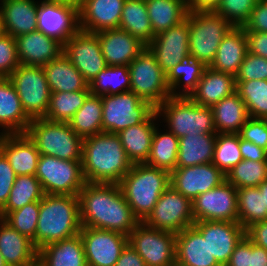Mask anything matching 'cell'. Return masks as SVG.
I'll return each mask as SVG.
<instances>
[{
	"label": "cell",
	"mask_w": 267,
	"mask_h": 266,
	"mask_svg": "<svg viewBox=\"0 0 267 266\" xmlns=\"http://www.w3.org/2000/svg\"><path fill=\"white\" fill-rule=\"evenodd\" d=\"M78 197L82 226L117 231L128 236L139 223L119 184L86 182Z\"/></svg>",
	"instance_id": "1"
},
{
	"label": "cell",
	"mask_w": 267,
	"mask_h": 266,
	"mask_svg": "<svg viewBox=\"0 0 267 266\" xmlns=\"http://www.w3.org/2000/svg\"><path fill=\"white\" fill-rule=\"evenodd\" d=\"M81 164L88 183L119 184L132 162L118 134L102 132L83 139Z\"/></svg>",
	"instance_id": "2"
},
{
	"label": "cell",
	"mask_w": 267,
	"mask_h": 266,
	"mask_svg": "<svg viewBox=\"0 0 267 266\" xmlns=\"http://www.w3.org/2000/svg\"><path fill=\"white\" fill-rule=\"evenodd\" d=\"M80 202L78 195L44 194L35 234V247L62 241L80 233Z\"/></svg>",
	"instance_id": "3"
},
{
	"label": "cell",
	"mask_w": 267,
	"mask_h": 266,
	"mask_svg": "<svg viewBox=\"0 0 267 266\" xmlns=\"http://www.w3.org/2000/svg\"><path fill=\"white\" fill-rule=\"evenodd\" d=\"M170 183V172L143 163L133 164L119 186L134 216L143 222Z\"/></svg>",
	"instance_id": "4"
},
{
	"label": "cell",
	"mask_w": 267,
	"mask_h": 266,
	"mask_svg": "<svg viewBox=\"0 0 267 266\" xmlns=\"http://www.w3.org/2000/svg\"><path fill=\"white\" fill-rule=\"evenodd\" d=\"M156 111L159 119L177 138L186 135L217 134L211 107L200 106L189 97H168Z\"/></svg>",
	"instance_id": "5"
},
{
	"label": "cell",
	"mask_w": 267,
	"mask_h": 266,
	"mask_svg": "<svg viewBox=\"0 0 267 266\" xmlns=\"http://www.w3.org/2000/svg\"><path fill=\"white\" fill-rule=\"evenodd\" d=\"M40 154L63 160L81 161L83 139L67 122L32 119L26 131Z\"/></svg>",
	"instance_id": "6"
},
{
	"label": "cell",
	"mask_w": 267,
	"mask_h": 266,
	"mask_svg": "<svg viewBox=\"0 0 267 266\" xmlns=\"http://www.w3.org/2000/svg\"><path fill=\"white\" fill-rule=\"evenodd\" d=\"M189 50L197 61L209 67L225 35L233 27L214 11L188 12Z\"/></svg>",
	"instance_id": "7"
},
{
	"label": "cell",
	"mask_w": 267,
	"mask_h": 266,
	"mask_svg": "<svg viewBox=\"0 0 267 266\" xmlns=\"http://www.w3.org/2000/svg\"><path fill=\"white\" fill-rule=\"evenodd\" d=\"M130 91L157 108L170 97L166 73L148 46L128 65Z\"/></svg>",
	"instance_id": "8"
},
{
	"label": "cell",
	"mask_w": 267,
	"mask_h": 266,
	"mask_svg": "<svg viewBox=\"0 0 267 266\" xmlns=\"http://www.w3.org/2000/svg\"><path fill=\"white\" fill-rule=\"evenodd\" d=\"M101 100L103 132L117 134L146 121L156 111L155 107L132 91L104 94L101 95Z\"/></svg>",
	"instance_id": "9"
},
{
	"label": "cell",
	"mask_w": 267,
	"mask_h": 266,
	"mask_svg": "<svg viewBox=\"0 0 267 266\" xmlns=\"http://www.w3.org/2000/svg\"><path fill=\"white\" fill-rule=\"evenodd\" d=\"M36 178L40 181L44 194L78 195L86 181L81 161L63 160L41 154Z\"/></svg>",
	"instance_id": "10"
},
{
	"label": "cell",
	"mask_w": 267,
	"mask_h": 266,
	"mask_svg": "<svg viewBox=\"0 0 267 266\" xmlns=\"http://www.w3.org/2000/svg\"><path fill=\"white\" fill-rule=\"evenodd\" d=\"M14 86L26 115L45 118L50 102V88L42 66L20 64L8 77Z\"/></svg>",
	"instance_id": "11"
},
{
	"label": "cell",
	"mask_w": 267,
	"mask_h": 266,
	"mask_svg": "<svg viewBox=\"0 0 267 266\" xmlns=\"http://www.w3.org/2000/svg\"><path fill=\"white\" fill-rule=\"evenodd\" d=\"M128 243L146 266L176 265V234L158 230L139 222L128 235Z\"/></svg>",
	"instance_id": "12"
},
{
	"label": "cell",
	"mask_w": 267,
	"mask_h": 266,
	"mask_svg": "<svg viewBox=\"0 0 267 266\" xmlns=\"http://www.w3.org/2000/svg\"><path fill=\"white\" fill-rule=\"evenodd\" d=\"M143 222L158 230L180 233L195 222L192 201L170 185Z\"/></svg>",
	"instance_id": "13"
},
{
	"label": "cell",
	"mask_w": 267,
	"mask_h": 266,
	"mask_svg": "<svg viewBox=\"0 0 267 266\" xmlns=\"http://www.w3.org/2000/svg\"><path fill=\"white\" fill-rule=\"evenodd\" d=\"M192 214L195 222H238L237 189L224 181L220 186L201 193L192 200Z\"/></svg>",
	"instance_id": "14"
},
{
	"label": "cell",
	"mask_w": 267,
	"mask_h": 266,
	"mask_svg": "<svg viewBox=\"0 0 267 266\" xmlns=\"http://www.w3.org/2000/svg\"><path fill=\"white\" fill-rule=\"evenodd\" d=\"M87 266H115L128 236L105 229L82 226L80 230Z\"/></svg>",
	"instance_id": "15"
},
{
	"label": "cell",
	"mask_w": 267,
	"mask_h": 266,
	"mask_svg": "<svg viewBox=\"0 0 267 266\" xmlns=\"http://www.w3.org/2000/svg\"><path fill=\"white\" fill-rule=\"evenodd\" d=\"M37 30L64 44L79 30L78 7L59 0H40Z\"/></svg>",
	"instance_id": "16"
},
{
	"label": "cell",
	"mask_w": 267,
	"mask_h": 266,
	"mask_svg": "<svg viewBox=\"0 0 267 266\" xmlns=\"http://www.w3.org/2000/svg\"><path fill=\"white\" fill-rule=\"evenodd\" d=\"M63 53L88 83L107 67L96 33L79 29L63 44Z\"/></svg>",
	"instance_id": "17"
},
{
	"label": "cell",
	"mask_w": 267,
	"mask_h": 266,
	"mask_svg": "<svg viewBox=\"0 0 267 266\" xmlns=\"http://www.w3.org/2000/svg\"><path fill=\"white\" fill-rule=\"evenodd\" d=\"M224 181L226 175L212 162L176 168L170 173V185L191 201L201 193L220 186Z\"/></svg>",
	"instance_id": "18"
},
{
	"label": "cell",
	"mask_w": 267,
	"mask_h": 266,
	"mask_svg": "<svg viewBox=\"0 0 267 266\" xmlns=\"http://www.w3.org/2000/svg\"><path fill=\"white\" fill-rule=\"evenodd\" d=\"M193 226L207 240L211 255L221 266H225L236 245L246 235V230L239 222L199 221Z\"/></svg>",
	"instance_id": "19"
},
{
	"label": "cell",
	"mask_w": 267,
	"mask_h": 266,
	"mask_svg": "<svg viewBox=\"0 0 267 266\" xmlns=\"http://www.w3.org/2000/svg\"><path fill=\"white\" fill-rule=\"evenodd\" d=\"M147 46L154 53L161 69L167 74L184 56L190 54L188 19L158 33Z\"/></svg>",
	"instance_id": "20"
},
{
	"label": "cell",
	"mask_w": 267,
	"mask_h": 266,
	"mask_svg": "<svg viewBox=\"0 0 267 266\" xmlns=\"http://www.w3.org/2000/svg\"><path fill=\"white\" fill-rule=\"evenodd\" d=\"M107 66L129 65L147 46L120 28L96 32Z\"/></svg>",
	"instance_id": "21"
},
{
	"label": "cell",
	"mask_w": 267,
	"mask_h": 266,
	"mask_svg": "<svg viewBox=\"0 0 267 266\" xmlns=\"http://www.w3.org/2000/svg\"><path fill=\"white\" fill-rule=\"evenodd\" d=\"M126 0H85L78 7L79 29L96 33L119 28Z\"/></svg>",
	"instance_id": "22"
},
{
	"label": "cell",
	"mask_w": 267,
	"mask_h": 266,
	"mask_svg": "<svg viewBox=\"0 0 267 266\" xmlns=\"http://www.w3.org/2000/svg\"><path fill=\"white\" fill-rule=\"evenodd\" d=\"M17 58L26 66H44L63 53V44L38 30L16 37Z\"/></svg>",
	"instance_id": "23"
},
{
	"label": "cell",
	"mask_w": 267,
	"mask_h": 266,
	"mask_svg": "<svg viewBox=\"0 0 267 266\" xmlns=\"http://www.w3.org/2000/svg\"><path fill=\"white\" fill-rule=\"evenodd\" d=\"M0 151L17 176H35L41 154L26 133L0 135Z\"/></svg>",
	"instance_id": "24"
},
{
	"label": "cell",
	"mask_w": 267,
	"mask_h": 266,
	"mask_svg": "<svg viewBox=\"0 0 267 266\" xmlns=\"http://www.w3.org/2000/svg\"><path fill=\"white\" fill-rule=\"evenodd\" d=\"M0 254L8 266H37L38 249L33 241L0 220Z\"/></svg>",
	"instance_id": "25"
},
{
	"label": "cell",
	"mask_w": 267,
	"mask_h": 266,
	"mask_svg": "<svg viewBox=\"0 0 267 266\" xmlns=\"http://www.w3.org/2000/svg\"><path fill=\"white\" fill-rule=\"evenodd\" d=\"M177 266H221L211 255L208 242L192 225L176 234Z\"/></svg>",
	"instance_id": "26"
},
{
	"label": "cell",
	"mask_w": 267,
	"mask_h": 266,
	"mask_svg": "<svg viewBox=\"0 0 267 266\" xmlns=\"http://www.w3.org/2000/svg\"><path fill=\"white\" fill-rule=\"evenodd\" d=\"M38 5L35 0H0L5 34L16 38L36 31Z\"/></svg>",
	"instance_id": "27"
},
{
	"label": "cell",
	"mask_w": 267,
	"mask_h": 266,
	"mask_svg": "<svg viewBox=\"0 0 267 266\" xmlns=\"http://www.w3.org/2000/svg\"><path fill=\"white\" fill-rule=\"evenodd\" d=\"M31 119L8 78H0V135L26 133Z\"/></svg>",
	"instance_id": "28"
},
{
	"label": "cell",
	"mask_w": 267,
	"mask_h": 266,
	"mask_svg": "<svg viewBox=\"0 0 267 266\" xmlns=\"http://www.w3.org/2000/svg\"><path fill=\"white\" fill-rule=\"evenodd\" d=\"M234 92H236L235 76L206 67L189 98L200 106L212 107Z\"/></svg>",
	"instance_id": "29"
},
{
	"label": "cell",
	"mask_w": 267,
	"mask_h": 266,
	"mask_svg": "<svg viewBox=\"0 0 267 266\" xmlns=\"http://www.w3.org/2000/svg\"><path fill=\"white\" fill-rule=\"evenodd\" d=\"M160 122L157 111L146 121L121 130L118 134L121 144L132 164L146 163L151 151L155 127Z\"/></svg>",
	"instance_id": "30"
},
{
	"label": "cell",
	"mask_w": 267,
	"mask_h": 266,
	"mask_svg": "<svg viewBox=\"0 0 267 266\" xmlns=\"http://www.w3.org/2000/svg\"><path fill=\"white\" fill-rule=\"evenodd\" d=\"M248 52L247 38L243 27H232L221 41L211 69L236 76Z\"/></svg>",
	"instance_id": "31"
},
{
	"label": "cell",
	"mask_w": 267,
	"mask_h": 266,
	"mask_svg": "<svg viewBox=\"0 0 267 266\" xmlns=\"http://www.w3.org/2000/svg\"><path fill=\"white\" fill-rule=\"evenodd\" d=\"M37 266H87L80 233L39 249Z\"/></svg>",
	"instance_id": "32"
},
{
	"label": "cell",
	"mask_w": 267,
	"mask_h": 266,
	"mask_svg": "<svg viewBox=\"0 0 267 266\" xmlns=\"http://www.w3.org/2000/svg\"><path fill=\"white\" fill-rule=\"evenodd\" d=\"M43 70L51 93L90 90L89 83L64 53L46 63Z\"/></svg>",
	"instance_id": "33"
},
{
	"label": "cell",
	"mask_w": 267,
	"mask_h": 266,
	"mask_svg": "<svg viewBox=\"0 0 267 266\" xmlns=\"http://www.w3.org/2000/svg\"><path fill=\"white\" fill-rule=\"evenodd\" d=\"M206 66L191 54L184 56L166 74L170 97H189L195 90Z\"/></svg>",
	"instance_id": "34"
},
{
	"label": "cell",
	"mask_w": 267,
	"mask_h": 266,
	"mask_svg": "<svg viewBox=\"0 0 267 266\" xmlns=\"http://www.w3.org/2000/svg\"><path fill=\"white\" fill-rule=\"evenodd\" d=\"M216 133L238 134L249 118L246 105L237 92L211 107Z\"/></svg>",
	"instance_id": "35"
},
{
	"label": "cell",
	"mask_w": 267,
	"mask_h": 266,
	"mask_svg": "<svg viewBox=\"0 0 267 266\" xmlns=\"http://www.w3.org/2000/svg\"><path fill=\"white\" fill-rule=\"evenodd\" d=\"M216 134L186 135L179 138L177 168L211 163Z\"/></svg>",
	"instance_id": "36"
},
{
	"label": "cell",
	"mask_w": 267,
	"mask_h": 266,
	"mask_svg": "<svg viewBox=\"0 0 267 266\" xmlns=\"http://www.w3.org/2000/svg\"><path fill=\"white\" fill-rule=\"evenodd\" d=\"M154 35L180 24L187 18L185 0H145Z\"/></svg>",
	"instance_id": "37"
},
{
	"label": "cell",
	"mask_w": 267,
	"mask_h": 266,
	"mask_svg": "<svg viewBox=\"0 0 267 266\" xmlns=\"http://www.w3.org/2000/svg\"><path fill=\"white\" fill-rule=\"evenodd\" d=\"M158 125L155 127L150 155L145 164L171 173L177 168L179 138L168 129L162 131Z\"/></svg>",
	"instance_id": "38"
},
{
	"label": "cell",
	"mask_w": 267,
	"mask_h": 266,
	"mask_svg": "<svg viewBox=\"0 0 267 266\" xmlns=\"http://www.w3.org/2000/svg\"><path fill=\"white\" fill-rule=\"evenodd\" d=\"M119 28L148 45L154 39L145 0H126Z\"/></svg>",
	"instance_id": "39"
},
{
	"label": "cell",
	"mask_w": 267,
	"mask_h": 266,
	"mask_svg": "<svg viewBox=\"0 0 267 266\" xmlns=\"http://www.w3.org/2000/svg\"><path fill=\"white\" fill-rule=\"evenodd\" d=\"M102 113L101 96L90 94L68 123L84 139L103 132Z\"/></svg>",
	"instance_id": "40"
},
{
	"label": "cell",
	"mask_w": 267,
	"mask_h": 266,
	"mask_svg": "<svg viewBox=\"0 0 267 266\" xmlns=\"http://www.w3.org/2000/svg\"><path fill=\"white\" fill-rule=\"evenodd\" d=\"M44 191L34 175L17 176L7 202L0 210L3 219L9 212L18 210L31 202H40Z\"/></svg>",
	"instance_id": "41"
},
{
	"label": "cell",
	"mask_w": 267,
	"mask_h": 266,
	"mask_svg": "<svg viewBox=\"0 0 267 266\" xmlns=\"http://www.w3.org/2000/svg\"><path fill=\"white\" fill-rule=\"evenodd\" d=\"M238 222L246 230L252 224L267 219L264 192L258 187L237 189Z\"/></svg>",
	"instance_id": "42"
},
{
	"label": "cell",
	"mask_w": 267,
	"mask_h": 266,
	"mask_svg": "<svg viewBox=\"0 0 267 266\" xmlns=\"http://www.w3.org/2000/svg\"><path fill=\"white\" fill-rule=\"evenodd\" d=\"M91 94L112 95L130 91V72L127 65L107 66L89 83Z\"/></svg>",
	"instance_id": "43"
},
{
	"label": "cell",
	"mask_w": 267,
	"mask_h": 266,
	"mask_svg": "<svg viewBox=\"0 0 267 266\" xmlns=\"http://www.w3.org/2000/svg\"><path fill=\"white\" fill-rule=\"evenodd\" d=\"M90 94V90L51 93L45 119L53 122L68 123Z\"/></svg>",
	"instance_id": "44"
},
{
	"label": "cell",
	"mask_w": 267,
	"mask_h": 266,
	"mask_svg": "<svg viewBox=\"0 0 267 266\" xmlns=\"http://www.w3.org/2000/svg\"><path fill=\"white\" fill-rule=\"evenodd\" d=\"M236 92L249 117L267 119V80L236 81Z\"/></svg>",
	"instance_id": "45"
},
{
	"label": "cell",
	"mask_w": 267,
	"mask_h": 266,
	"mask_svg": "<svg viewBox=\"0 0 267 266\" xmlns=\"http://www.w3.org/2000/svg\"><path fill=\"white\" fill-rule=\"evenodd\" d=\"M242 160L239 134L217 133L212 163L226 175Z\"/></svg>",
	"instance_id": "46"
},
{
	"label": "cell",
	"mask_w": 267,
	"mask_h": 266,
	"mask_svg": "<svg viewBox=\"0 0 267 266\" xmlns=\"http://www.w3.org/2000/svg\"><path fill=\"white\" fill-rule=\"evenodd\" d=\"M267 180V162L242 160L226 174V181L236 189L258 187Z\"/></svg>",
	"instance_id": "47"
},
{
	"label": "cell",
	"mask_w": 267,
	"mask_h": 266,
	"mask_svg": "<svg viewBox=\"0 0 267 266\" xmlns=\"http://www.w3.org/2000/svg\"><path fill=\"white\" fill-rule=\"evenodd\" d=\"M39 210L40 202H31L18 210L9 212L3 220L20 234L29 237L35 246Z\"/></svg>",
	"instance_id": "48"
},
{
	"label": "cell",
	"mask_w": 267,
	"mask_h": 266,
	"mask_svg": "<svg viewBox=\"0 0 267 266\" xmlns=\"http://www.w3.org/2000/svg\"><path fill=\"white\" fill-rule=\"evenodd\" d=\"M259 0H221L216 10L233 27H243Z\"/></svg>",
	"instance_id": "49"
},
{
	"label": "cell",
	"mask_w": 267,
	"mask_h": 266,
	"mask_svg": "<svg viewBox=\"0 0 267 266\" xmlns=\"http://www.w3.org/2000/svg\"><path fill=\"white\" fill-rule=\"evenodd\" d=\"M267 80V59L247 52L235 76L236 81Z\"/></svg>",
	"instance_id": "50"
},
{
	"label": "cell",
	"mask_w": 267,
	"mask_h": 266,
	"mask_svg": "<svg viewBox=\"0 0 267 266\" xmlns=\"http://www.w3.org/2000/svg\"><path fill=\"white\" fill-rule=\"evenodd\" d=\"M19 65L16 38L4 34L0 37V78H8Z\"/></svg>",
	"instance_id": "51"
},
{
	"label": "cell",
	"mask_w": 267,
	"mask_h": 266,
	"mask_svg": "<svg viewBox=\"0 0 267 266\" xmlns=\"http://www.w3.org/2000/svg\"><path fill=\"white\" fill-rule=\"evenodd\" d=\"M241 139L267 148V119L249 117L238 133Z\"/></svg>",
	"instance_id": "52"
},
{
	"label": "cell",
	"mask_w": 267,
	"mask_h": 266,
	"mask_svg": "<svg viewBox=\"0 0 267 266\" xmlns=\"http://www.w3.org/2000/svg\"><path fill=\"white\" fill-rule=\"evenodd\" d=\"M17 175L13 171L8 159L0 151V210L8 200Z\"/></svg>",
	"instance_id": "53"
},
{
	"label": "cell",
	"mask_w": 267,
	"mask_h": 266,
	"mask_svg": "<svg viewBox=\"0 0 267 266\" xmlns=\"http://www.w3.org/2000/svg\"><path fill=\"white\" fill-rule=\"evenodd\" d=\"M245 31L267 33V0H259L243 26Z\"/></svg>",
	"instance_id": "54"
},
{
	"label": "cell",
	"mask_w": 267,
	"mask_h": 266,
	"mask_svg": "<svg viewBox=\"0 0 267 266\" xmlns=\"http://www.w3.org/2000/svg\"><path fill=\"white\" fill-rule=\"evenodd\" d=\"M225 266H252V241L245 235Z\"/></svg>",
	"instance_id": "55"
},
{
	"label": "cell",
	"mask_w": 267,
	"mask_h": 266,
	"mask_svg": "<svg viewBox=\"0 0 267 266\" xmlns=\"http://www.w3.org/2000/svg\"><path fill=\"white\" fill-rule=\"evenodd\" d=\"M248 52L267 59V33L245 31Z\"/></svg>",
	"instance_id": "56"
},
{
	"label": "cell",
	"mask_w": 267,
	"mask_h": 266,
	"mask_svg": "<svg viewBox=\"0 0 267 266\" xmlns=\"http://www.w3.org/2000/svg\"><path fill=\"white\" fill-rule=\"evenodd\" d=\"M246 236L257 246L267 250V219L256 222L246 229Z\"/></svg>",
	"instance_id": "57"
},
{
	"label": "cell",
	"mask_w": 267,
	"mask_h": 266,
	"mask_svg": "<svg viewBox=\"0 0 267 266\" xmlns=\"http://www.w3.org/2000/svg\"><path fill=\"white\" fill-rule=\"evenodd\" d=\"M240 151L243 160L267 162L264 148L256 146L254 143L240 138Z\"/></svg>",
	"instance_id": "58"
},
{
	"label": "cell",
	"mask_w": 267,
	"mask_h": 266,
	"mask_svg": "<svg viewBox=\"0 0 267 266\" xmlns=\"http://www.w3.org/2000/svg\"><path fill=\"white\" fill-rule=\"evenodd\" d=\"M115 266H146L137 251L128 243L123 249Z\"/></svg>",
	"instance_id": "59"
},
{
	"label": "cell",
	"mask_w": 267,
	"mask_h": 266,
	"mask_svg": "<svg viewBox=\"0 0 267 266\" xmlns=\"http://www.w3.org/2000/svg\"><path fill=\"white\" fill-rule=\"evenodd\" d=\"M221 0H185L188 12L215 11Z\"/></svg>",
	"instance_id": "60"
},
{
	"label": "cell",
	"mask_w": 267,
	"mask_h": 266,
	"mask_svg": "<svg viewBox=\"0 0 267 266\" xmlns=\"http://www.w3.org/2000/svg\"><path fill=\"white\" fill-rule=\"evenodd\" d=\"M252 266H267V250L252 242Z\"/></svg>",
	"instance_id": "61"
},
{
	"label": "cell",
	"mask_w": 267,
	"mask_h": 266,
	"mask_svg": "<svg viewBox=\"0 0 267 266\" xmlns=\"http://www.w3.org/2000/svg\"><path fill=\"white\" fill-rule=\"evenodd\" d=\"M260 192H264L265 208L267 209V180L258 186Z\"/></svg>",
	"instance_id": "62"
},
{
	"label": "cell",
	"mask_w": 267,
	"mask_h": 266,
	"mask_svg": "<svg viewBox=\"0 0 267 266\" xmlns=\"http://www.w3.org/2000/svg\"><path fill=\"white\" fill-rule=\"evenodd\" d=\"M59 1L70 3V4H73L77 7H79L85 0H59Z\"/></svg>",
	"instance_id": "63"
},
{
	"label": "cell",
	"mask_w": 267,
	"mask_h": 266,
	"mask_svg": "<svg viewBox=\"0 0 267 266\" xmlns=\"http://www.w3.org/2000/svg\"><path fill=\"white\" fill-rule=\"evenodd\" d=\"M5 34V30H4V25H3V21H2V15L0 12V37H2Z\"/></svg>",
	"instance_id": "64"
},
{
	"label": "cell",
	"mask_w": 267,
	"mask_h": 266,
	"mask_svg": "<svg viewBox=\"0 0 267 266\" xmlns=\"http://www.w3.org/2000/svg\"><path fill=\"white\" fill-rule=\"evenodd\" d=\"M0 266H8L6 261L4 260L3 256L0 254Z\"/></svg>",
	"instance_id": "65"
}]
</instances>
